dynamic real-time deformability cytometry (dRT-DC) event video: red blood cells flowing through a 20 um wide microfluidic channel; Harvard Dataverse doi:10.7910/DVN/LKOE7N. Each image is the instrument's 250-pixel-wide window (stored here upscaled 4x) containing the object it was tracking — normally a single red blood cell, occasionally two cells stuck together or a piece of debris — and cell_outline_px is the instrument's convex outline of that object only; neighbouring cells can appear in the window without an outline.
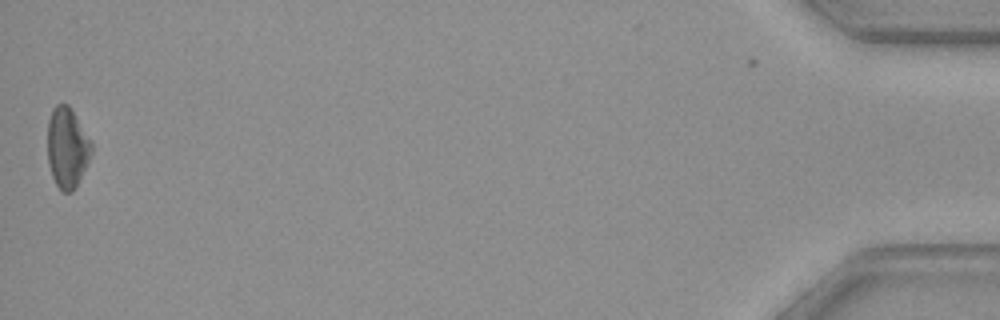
{"species": "common noctule bat (a hibernating species)", "species_latin": "Nyctalus noctula", "temperature_condition": "warm", "stored_images_in_passage": 42, "camera_frame_rate_fps": 3000, "um_per_image_px": 0.085, "animal": {"sex": "female", "body_mass_g": 29.2, "forearm_length_mm": 56.3}, "frame": {"image": 1, "passage_image": 41, "time_ms": 13.333, "image_size_px": [1000, 320], "cell_outline_px": [[92, 152], [72, 192], [60, 192], [52, 176], [48, 164], [48, 120], [52, 108], [56, 104], [68, 104], [92, 140]], "centroid_in_image_um": [5.7, 12.52], "position_along_channel_um": 429.5, "area_um2": 20.52}}